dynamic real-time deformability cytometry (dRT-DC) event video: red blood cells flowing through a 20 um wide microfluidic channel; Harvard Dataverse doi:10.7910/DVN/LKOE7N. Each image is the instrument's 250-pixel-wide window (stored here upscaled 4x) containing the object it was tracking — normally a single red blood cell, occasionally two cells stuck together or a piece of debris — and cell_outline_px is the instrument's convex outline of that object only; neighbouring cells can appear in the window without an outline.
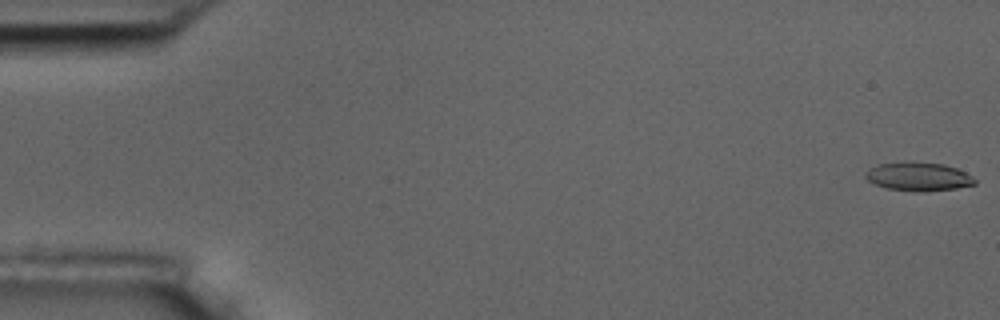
{"species": "common noctule bat (a hibernating species)", "species_latin": "Nyctalus noctula", "temperature_condition": "room temperature", "stored_images_in_passage": 5, "camera_frame_rate_fps": 3000, "um_per_image_px": 0.085, "animal": {"sex": "male", "body_mass_g": 17.5, "forearm_length_mm": 52.3}, "frame": {"image": 1, "passage_image": 1, "time_ms": 0.0, "image_size_px": [1000, 320], "cell_outline_px": [[976, 184], [956, 188], [924, 192], [888, 188], [876, 184], [868, 180], [864, 176], [864, 172], [868, 168], [880, 164], [904, 160], [912, 160], [944, 164], [956, 168], [972, 176], [976, 180]], "centroid_in_image_um": [78.04, 14.98], "position_along_channel_um": 7.0, "area_um2": 18.5}}
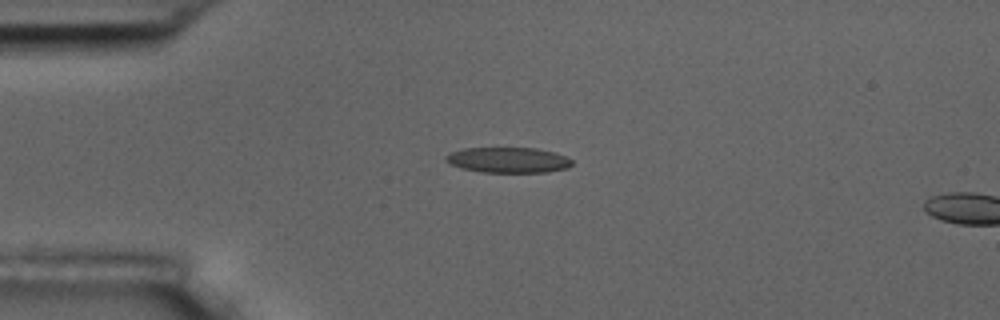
{"frame": {"image": 2, "passage_image": 4, "time_ms": 4.333, "image_size_px": [1000, 320], "cell_outline_px": [[572, 164], [568, 168], [548, 172], [480, 172], [460, 168], [444, 160], [444, 156], [452, 152], [464, 148], [536, 148], [552, 152], [564, 156], [572, 160]], "centroid_in_image_um": [43.17, 13.61], "position_along_channel_um": 41.8, "area_um2": 18.67}}